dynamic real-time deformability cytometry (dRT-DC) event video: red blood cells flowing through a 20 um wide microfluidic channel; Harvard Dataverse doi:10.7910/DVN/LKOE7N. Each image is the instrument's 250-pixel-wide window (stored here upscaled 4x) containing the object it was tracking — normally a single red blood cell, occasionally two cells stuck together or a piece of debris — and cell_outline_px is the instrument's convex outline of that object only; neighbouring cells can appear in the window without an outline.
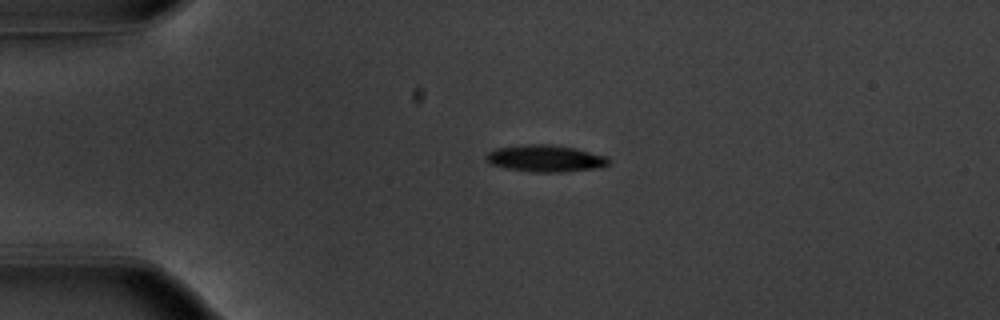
{"species": "common noctule bat (a hibernating species)", "species_latin": "Nyctalus noctula", "temperature_condition": "warm", "stored_images_in_passage": 21, "camera_frame_rate_fps": 3000, "um_per_image_px": 0.085, "animal": {"sex": "male", "body_mass_g": 20.1, "forearm_length_mm": 53.5}, "frame": {"image": 1, "passage_image": 1, "time_ms": 0.0, "image_size_px": [1000, 320], "cell_outline_px": [[608, 164], [600, 168], [560, 172], [532, 172], [504, 168], [492, 164], [484, 156], [488, 152], [496, 148], [520, 144], [552, 144], [576, 148], [608, 156]], "centroid_in_image_um": [46.36, 13.46], "position_along_channel_um": 38.6, "area_um2": 19.36}}